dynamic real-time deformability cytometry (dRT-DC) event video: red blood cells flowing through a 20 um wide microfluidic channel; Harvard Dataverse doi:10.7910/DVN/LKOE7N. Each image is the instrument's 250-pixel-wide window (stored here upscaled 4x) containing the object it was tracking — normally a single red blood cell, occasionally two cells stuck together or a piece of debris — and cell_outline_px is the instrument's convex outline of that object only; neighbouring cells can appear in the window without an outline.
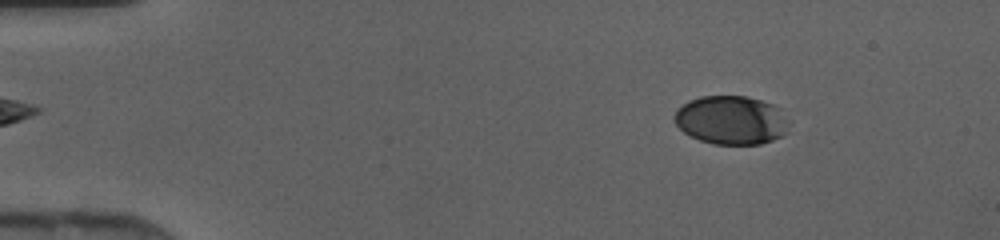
{"species": "human", "species_latin": "Homo sapiens", "temperature_condition": "cold", "stored_images_in_passage": 46, "camera_frame_rate_fps": 3000, "um_per_image_px": 0.085, "donor": {"sex": "female"}, "frame": {"image": 1, "passage_image": 6, "time_ms": 1.667, "image_size_px": [1000, 240], "cell_outline_px": [[792, 120], [784, 136], [760, 144], [712, 144], [700, 140], [684, 132], [672, 120], [672, 116], [676, 108], [688, 100], [700, 96], [748, 96], [772, 104], [780, 108]], "centroid_in_image_um": [62.17, 10.2], "position_along_channel_um": 22.8, "area_um2": 33.18}}
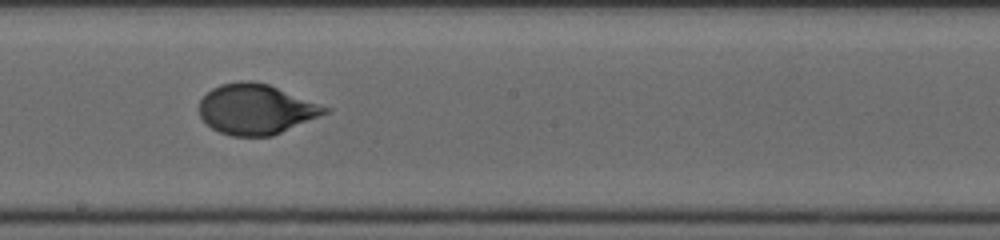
{"frame": {"image": 2, "passage_image": 26, "time_ms": 8.333, "image_size_px": [1000, 240], "cell_outline_px": [[332, 108], [328, 112], [320, 116], [272, 136], [232, 136], [220, 132], [212, 128], [200, 116], [200, 100], [212, 88], [220, 84], [240, 80], [252, 80], [268, 84]], "centroid_in_image_um": [21.77, 9.27], "position_along_channel_um": 226.4, "area_um2": 36.7}}
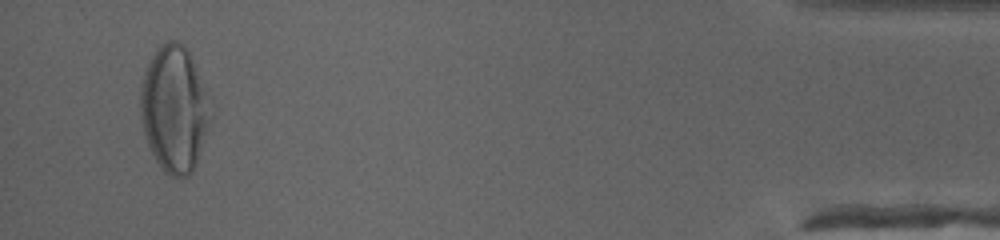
{"frame": {"image": 3, "passage_image": 44, "time_ms": 14.333, "image_size_px": [1000, 240], "cell_outline_px": [[204, 132], [196, 164], [192, 172], [188, 176], [172, 176], [156, 160], [148, 144], [144, 132], [140, 112], [140, 84], [144, 72], [156, 48], [160, 44], [168, 40], [176, 40], [188, 48], [204, 92]], "centroid_in_image_um": [14.7, 9.2], "position_along_channel_um": 420.5, "area_um2": 49.07}}